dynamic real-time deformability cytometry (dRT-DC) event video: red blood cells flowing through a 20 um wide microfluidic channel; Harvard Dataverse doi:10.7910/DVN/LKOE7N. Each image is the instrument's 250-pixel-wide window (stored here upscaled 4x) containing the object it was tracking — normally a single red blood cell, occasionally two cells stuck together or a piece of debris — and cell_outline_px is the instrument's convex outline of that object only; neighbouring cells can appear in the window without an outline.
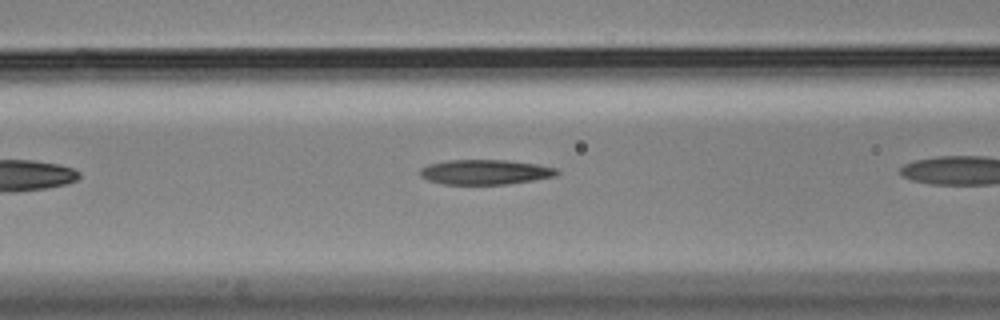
{"species": "Egyptian fruit bat (a non-hibernating species)", "species_latin": "Rousettus aegyptiacus", "temperature_condition": "cold", "stored_images_in_passage": 11, "camera_frame_rate_fps": 3000, "um_per_image_px": 0.085, "animal": {"sex": "male"}, "frame": {"image": 1, "passage_image": 7, "time_ms": 2.0, "image_size_px": [1000, 320], "cell_outline_px": [[560, 172], [556, 176], [536, 180], [508, 184], [444, 184], [428, 180], [420, 176], [420, 168], [428, 164], [448, 160], [508, 160], [536, 164], [556, 168]], "centroid_in_image_um": [41.25, 14.62], "position_along_channel_um": 125.3, "area_um2": 19.94}}